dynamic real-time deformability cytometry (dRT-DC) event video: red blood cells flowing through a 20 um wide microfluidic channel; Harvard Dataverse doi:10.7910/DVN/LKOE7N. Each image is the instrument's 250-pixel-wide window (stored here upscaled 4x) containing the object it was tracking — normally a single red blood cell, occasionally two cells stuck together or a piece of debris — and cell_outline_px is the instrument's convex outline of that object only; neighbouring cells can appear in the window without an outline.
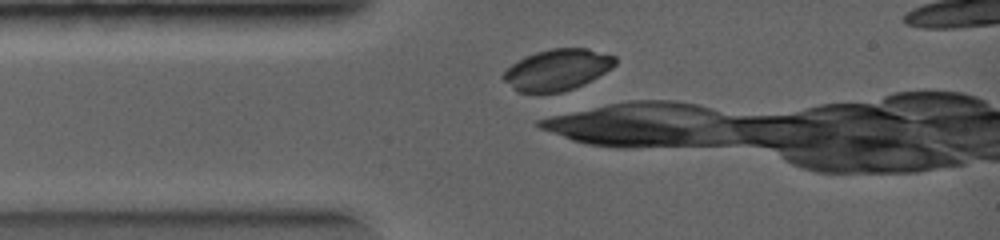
{"species": "common noctule bat (a hibernating species)", "species_latin": "Nyctalus noctula", "temperature_condition": "warm", "stored_images_in_passage": 1, "camera_frame_rate_fps": 5000, "um_per_image_px": 0.085, "animal": {"sex": "female", "body_mass_g": 19.0, "forearm_length_mm": 56.7}, "frame": {"image": 1, "passage_image": 1, "time_ms": 0.0, "image_size_px": [1000, 240], "cell_outline_px": [[616, 64], [612, 68], [584, 84], [560, 92], [516, 92], [500, 76], [516, 60], [524, 56], [536, 52], [552, 48], [588, 48], [616, 56]], "centroid_in_image_um": [47.36, 5.91], "position_along_channel_um": 37.6, "area_um2": 26.82}}